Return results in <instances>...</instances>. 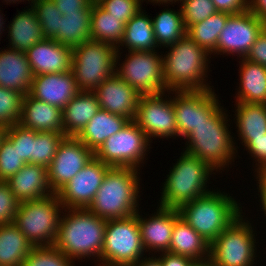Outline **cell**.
<instances>
[{"instance_id":"1","label":"cell","mask_w":266,"mask_h":266,"mask_svg":"<svg viewBox=\"0 0 266 266\" xmlns=\"http://www.w3.org/2000/svg\"><path fill=\"white\" fill-rule=\"evenodd\" d=\"M64 211L67 214L62 212L54 246L72 260L91 256L100 259L107 220L87 208Z\"/></svg>"},{"instance_id":"2","label":"cell","mask_w":266,"mask_h":266,"mask_svg":"<svg viewBox=\"0 0 266 266\" xmlns=\"http://www.w3.org/2000/svg\"><path fill=\"white\" fill-rule=\"evenodd\" d=\"M163 55V78L166 91H186L212 89L205 77L209 69V54L187 35L167 46Z\"/></svg>"},{"instance_id":"3","label":"cell","mask_w":266,"mask_h":266,"mask_svg":"<svg viewBox=\"0 0 266 266\" xmlns=\"http://www.w3.org/2000/svg\"><path fill=\"white\" fill-rule=\"evenodd\" d=\"M139 174L132 167H111L87 209L105 220L122 219L139 212Z\"/></svg>"},{"instance_id":"4","label":"cell","mask_w":266,"mask_h":266,"mask_svg":"<svg viewBox=\"0 0 266 266\" xmlns=\"http://www.w3.org/2000/svg\"><path fill=\"white\" fill-rule=\"evenodd\" d=\"M222 108L220 106L206 122L196 126L185 137L188 140L185 151L200 158L215 171L229 167L237 154L235 137L230 135L228 127V114Z\"/></svg>"},{"instance_id":"5","label":"cell","mask_w":266,"mask_h":266,"mask_svg":"<svg viewBox=\"0 0 266 266\" xmlns=\"http://www.w3.org/2000/svg\"><path fill=\"white\" fill-rule=\"evenodd\" d=\"M213 191L178 208L180 217L209 244L243 213L232 196Z\"/></svg>"},{"instance_id":"6","label":"cell","mask_w":266,"mask_h":266,"mask_svg":"<svg viewBox=\"0 0 266 266\" xmlns=\"http://www.w3.org/2000/svg\"><path fill=\"white\" fill-rule=\"evenodd\" d=\"M213 171L200 158L182 152L163 183L160 206L178 209L182 204L208 194L211 189L206 187Z\"/></svg>"},{"instance_id":"7","label":"cell","mask_w":266,"mask_h":266,"mask_svg":"<svg viewBox=\"0 0 266 266\" xmlns=\"http://www.w3.org/2000/svg\"><path fill=\"white\" fill-rule=\"evenodd\" d=\"M61 208V209H60ZM64 210L58 194L20 202L14 224L33 246L54 245Z\"/></svg>"},{"instance_id":"8","label":"cell","mask_w":266,"mask_h":266,"mask_svg":"<svg viewBox=\"0 0 266 266\" xmlns=\"http://www.w3.org/2000/svg\"><path fill=\"white\" fill-rule=\"evenodd\" d=\"M117 48L112 44L87 40L72 49V65L79 91L93 92L115 74Z\"/></svg>"},{"instance_id":"9","label":"cell","mask_w":266,"mask_h":266,"mask_svg":"<svg viewBox=\"0 0 266 266\" xmlns=\"http://www.w3.org/2000/svg\"><path fill=\"white\" fill-rule=\"evenodd\" d=\"M146 253L138 224V212L130 217L107 220L100 263L132 266Z\"/></svg>"},{"instance_id":"10","label":"cell","mask_w":266,"mask_h":266,"mask_svg":"<svg viewBox=\"0 0 266 266\" xmlns=\"http://www.w3.org/2000/svg\"><path fill=\"white\" fill-rule=\"evenodd\" d=\"M244 215L235 219L210 244V260L216 266H253L256 239L251 223ZM255 251V252H254ZM254 262V263H253Z\"/></svg>"},{"instance_id":"11","label":"cell","mask_w":266,"mask_h":266,"mask_svg":"<svg viewBox=\"0 0 266 266\" xmlns=\"http://www.w3.org/2000/svg\"><path fill=\"white\" fill-rule=\"evenodd\" d=\"M119 51L117 49L115 73L132 86L140 96L166 92L163 56L157 54L156 50L128 51V55H125L126 60L120 65L117 62L120 61Z\"/></svg>"},{"instance_id":"12","label":"cell","mask_w":266,"mask_h":266,"mask_svg":"<svg viewBox=\"0 0 266 266\" xmlns=\"http://www.w3.org/2000/svg\"><path fill=\"white\" fill-rule=\"evenodd\" d=\"M151 142L134 121H129L124 128L103 142L94 152V157L111 167L139 169L149 151L147 149L151 148Z\"/></svg>"},{"instance_id":"13","label":"cell","mask_w":266,"mask_h":266,"mask_svg":"<svg viewBox=\"0 0 266 266\" xmlns=\"http://www.w3.org/2000/svg\"><path fill=\"white\" fill-rule=\"evenodd\" d=\"M166 92L155 95H142L138 100L134 122L151 138H176L177 123L174 114L173 98H164Z\"/></svg>"},{"instance_id":"14","label":"cell","mask_w":266,"mask_h":266,"mask_svg":"<svg viewBox=\"0 0 266 266\" xmlns=\"http://www.w3.org/2000/svg\"><path fill=\"white\" fill-rule=\"evenodd\" d=\"M178 137H185L220 107L214 89L172 91ZM175 92V93H174Z\"/></svg>"},{"instance_id":"15","label":"cell","mask_w":266,"mask_h":266,"mask_svg":"<svg viewBox=\"0 0 266 266\" xmlns=\"http://www.w3.org/2000/svg\"><path fill=\"white\" fill-rule=\"evenodd\" d=\"M266 23L250 10L231 15L222 29L215 54H231L245 58Z\"/></svg>"},{"instance_id":"16","label":"cell","mask_w":266,"mask_h":266,"mask_svg":"<svg viewBox=\"0 0 266 266\" xmlns=\"http://www.w3.org/2000/svg\"><path fill=\"white\" fill-rule=\"evenodd\" d=\"M94 158V152L74 136H66L47 167L51 188L57 193Z\"/></svg>"},{"instance_id":"17","label":"cell","mask_w":266,"mask_h":266,"mask_svg":"<svg viewBox=\"0 0 266 266\" xmlns=\"http://www.w3.org/2000/svg\"><path fill=\"white\" fill-rule=\"evenodd\" d=\"M110 168L94 157L57 192L64 209L88 208Z\"/></svg>"},{"instance_id":"18","label":"cell","mask_w":266,"mask_h":266,"mask_svg":"<svg viewBox=\"0 0 266 266\" xmlns=\"http://www.w3.org/2000/svg\"><path fill=\"white\" fill-rule=\"evenodd\" d=\"M100 109L134 120L140 95L116 73L94 91Z\"/></svg>"},{"instance_id":"19","label":"cell","mask_w":266,"mask_h":266,"mask_svg":"<svg viewBox=\"0 0 266 266\" xmlns=\"http://www.w3.org/2000/svg\"><path fill=\"white\" fill-rule=\"evenodd\" d=\"M156 211L148 219L138 213L142 244L146 252H168L174 224L180 214L177 208L159 206Z\"/></svg>"},{"instance_id":"20","label":"cell","mask_w":266,"mask_h":266,"mask_svg":"<svg viewBox=\"0 0 266 266\" xmlns=\"http://www.w3.org/2000/svg\"><path fill=\"white\" fill-rule=\"evenodd\" d=\"M33 76L71 71L72 48L54 39H44L26 52Z\"/></svg>"},{"instance_id":"21","label":"cell","mask_w":266,"mask_h":266,"mask_svg":"<svg viewBox=\"0 0 266 266\" xmlns=\"http://www.w3.org/2000/svg\"><path fill=\"white\" fill-rule=\"evenodd\" d=\"M78 92L73 72L68 71L34 76L29 94L63 109Z\"/></svg>"},{"instance_id":"22","label":"cell","mask_w":266,"mask_h":266,"mask_svg":"<svg viewBox=\"0 0 266 266\" xmlns=\"http://www.w3.org/2000/svg\"><path fill=\"white\" fill-rule=\"evenodd\" d=\"M19 202L45 198L55 192L50 186L47 168L27 163L6 181Z\"/></svg>"},{"instance_id":"23","label":"cell","mask_w":266,"mask_h":266,"mask_svg":"<svg viewBox=\"0 0 266 266\" xmlns=\"http://www.w3.org/2000/svg\"><path fill=\"white\" fill-rule=\"evenodd\" d=\"M62 109L32 97L24 95L22 114L19 123L36 132L63 133Z\"/></svg>"},{"instance_id":"24","label":"cell","mask_w":266,"mask_h":266,"mask_svg":"<svg viewBox=\"0 0 266 266\" xmlns=\"http://www.w3.org/2000/svg\"><path fill=\"white\" fill-rule=\"evenodd\" d=\"M33 77L25 52L10 48L0 51L1 87L26 95L30 91Z\"/></svg>"},{"instance_id":"25","label":"cell","mask_w":266,"mask_h":266,"mask_svg":"<svg viewBox=\"0 0 266 266\" xmlns=\"http://www.w3.org/2000/svg\"><path fill=\"white\" fill-rule=\"evenodd\" d=\"M129 121L124 116L100 109L75 137L95 152L105 140L124 128Z\"/></svg>"},{"instance_id":"26","label":"cell","mask_w":266,"mask_h":266,"mask_svg":"<svg viewBox=\"0 0 266 266\" xmlns=\"http://www.w3.org/2000/svg\"><path fill=\"white\" fill-rule=\"evenodd\" d=\"M99 110L94 92L79 91L62 109L63 134L75 137Z\"/></svg>"},{"instance_id":"27","label":"cell","mask_w":266,"mask_h":266,"mask_svg":"<svg viewBox=\"0 0 266 266\" xmlns=\"http://www.w3.org/2000/svg\"><path fill=\"white\" fill-rule=\"evenodd\" d=\"M168 252L204 261L210 258V244L179 217L174 224Z\"/></svg>"},{"instance_id":"28","label":"cell","mask_w":266,"mask_h":266,"mask_svg":"<svg viewBox=\"0 0 266 266\" xmlns=\"http://www.w3.org/2000/svg\"><path fill=\"white\" fill-rule=\"evenodd\" d=\"M17 14L8 26L9 48L26 52L45 37L32 7Z\"/></svg>"},{"instance_id":"29","label":"cell","mask_w":266,"mask_h":266,"mask_svg":"<svg viewBox=\"0 0 266 266\" xmlns=\"http://www.w3.org/2000/svg\"><path fill=\"white\" fill-rule=\"evenodd\" d=\"M236 102L266 104V67L241 58Z\"/></svg>"},{"instance_id":"30","label":"cell","mask_w":266,"mask_h":266,"mask_svg":"<svg viewBox=\"0 0 266 266\" xmlns=\"http://www.w3.org/2000/svg\"><path fill=\"white\" fill-rule=\"evenodd\" d=\"M238 137L245 146L254 137L266 136V104L235 102Z\"/></svg>"},{"instance_id":"31","label":"cell","mask_w":266,"mask_h":266,"mask_svg":"<svg viewBox=\"0 0 266 266\" xmlns=\"http://www.w3.org/2000/svg\"><path fill=\"white\" fill-rule=\"evenodd\" d=\"M32 247L14 223L0 225V265L22 266Z\"/></svg>"},{"instance_id":"32","label":"cell","mask_w":266,"mask_h":266,"mask_svg":"<svg viewBox=\"0 0 266 266\" xmlns=\"http://www.w3.org/2000/svg\"><path fill=\"white\" fill-rule=\"evenodd\" d=\"M140 10L125 24L124 38L120 46L125 45L128 51H153L160 48L156 42L152 18Z\"/></svg>"},{"instance_id":"33","label":"cell","mask_w":266,"mask_h":266,"mask_svg":"<svg viewBox=\"0 0 266 266\" xmlns=\"http://www.w3.org/2000/svg\"><path fill=\"white\" fill-rule=\"evenodd\" d=\"M92 8H84L78 13H64L60 19L56 42L75 48L91 39Z\"/></svg>"},{"instance_id":"34","label":"cell","mask_w":266,"mask_h":266,"mask_svg":"<svg viewBox=\"0 0 266 266\" xmlns=\"http://www.w3.org/2000/svg\"><path fill=\"white\" fill-rule=\"evenodd\" d=\"M91 40L112 44L117 48L124 38L125 23L108 14L96 2L92 4Z\"/></svg>"},{"instance_id":"35","label":"cell","mask_w":266,"mask_h":266,"mask_svg":"<svg viewBox=\"0 0 266 266\" xmlns=\"http://www.w3.org/2000/svg\"><path fill=\"white\" fill-rule=\"evenodd\" d=\"M230 16L228 13L216 12L205 20L190 25L186 29V35L209 54L215 53L219 35Z\"/></svg>"},{"instance_id":"36","label":"cell","mask_w":266,"mask_h":266,"mask_svg":"<svg viewBox=\"0 0 266 266\" xmlns=\"http://www.w3.org/2000/svg\"><path fill=\"white\" fill-rule=\"evenodd\" d=\"M179 10L164 9L152 19V26L158 46L167 48V46L176 43L186 35L181 9Z\"/></svg>"},{"instance_id":"37","label":"cell","mask_w":266,"mask_h":266,"mask_svg":"<svg viewBox=\"0 0 266 266\" xmlns=\"http://www.w3.org/2000/svg\"><path fill=\"white\" fill-rule=\"evenodd\" d=\"M65 137L63 133L37 132L32 148V164L43 165L47 168Z\"/></svg>"},{"instance_id":"38","label":"cell","mask_w":266,"mask_h":266,"mask_svg":"<svg viewBox=\"0 0 266 266\" xmlns=\"http://www.w3.org/2000/svg\"><path fill=\"white\" fill-rule=\"evenodd\" d=\"M32 4V5H31ZM30 6L34 9L46 39H55L59 34L61 12L52 0H33Z\"/></svg>"},{"instance_id":"39","label":"cell","mask_w":266,"mask_h":266,"mask_svg":"<svg viewBox=\"0 0 266 266\" xmlns=\"http://www.w3.org/2000/svg\"><path fill=\"white\" fill-rule=\"evenodd\" d=\"M74 261L54 245L33 246L22 266H74Z\"/></svg>"},{"instance_id":"40","label":"cell","mask_w":266,"mask_h":266,"mask_svg":"<svg viewBox=\"0 0 266 266\" xmlns=\"http://www.w3.org/2000/svg\"><path fill=\"white\" fill-rule=\"evenodd\" d=\"M24 94L0 86V124L9 127L19 123Z\"/></svg>"},{"instance_id":"41","label":"cell","mask_w":266,"mask_h":266,"mask_svg":"<svg viewBox=\"0 0 266 266\" xmlns=\"http://www.w3.org/2000/svg\"><path fill=\"white\" fill-rule=\"evenodd\" d=\"M36 131L15 123L6 129L5 136L17 148L19 156L26 162L32 164V148Z\"/></svg>"},{"instance_id":"42","label":"cell","mask_w":266,"mask_h":266,"mask_svg":"<svg viewBox=\"0 0 266 266\" xmlns=\"http://www.w3.org/2000/svg\"><path fill=\"white\" fill-rule=\"evenodd\" d=\"M26 164L17 148L5 136L0 142V181L6 182Z\"/></svg>"},{"instance_id":"43","label":"cell","mask_w":266,"mask_h":266,"mask_svg":"<svg viewBox=\"0 0 266 266\" xmlns=\"http://www.w3.org/2000/svg\"><path fill=\"white\" fill-rule=\"evenodd\" d=\"M216 12L218 11L211 0H186L181 3L182 19L186 29Z\"/></svg>"},{"instance_id":"44","label":"cell","mask_w":266,"mask_h":266,"mask_svg":"<svg viewBox=\"0 0 266 266\" xmlns=\"http://www.w3.org/2000/svg\"><path fill=\"white\" fill-rule=\"evenodd\" d=\"M141 2L142 0H98L96 3L126 24L142 9Z\"/></svg>"},{"instance_id":"45","label":"cell","mask_w":266,"mask_h":266,"mask_svg":"<svg viewBox=\"0 0 266 266\" xmlns=\"http://www.w3.org/2000/svg\"><path fill=\"white\" fill-rule=\"evenodd\" d=\"M19 203L8 183L0 181V225L14 223Z\"/></svg>"},{"instance_id":"46","label":"cell","mask_w":266,"mask_h":266,"mask_svg":"<svg viewBox=\"0 0 266 266\" xmlns=\"http://www.w3.org/2000/svg\"><path fill=\"white\" fill-rule=\"evenodd\" d=\"M246 151L248 150L255 160L256 174H261L266 169V136L254 137L245 146Z\"/></svg>"},{"instance_id":"47","label":"cell","mask_w":266,"mask_h":266,"mask_svg":"<svg viewBox=\"0 0 266 266\" xmlns=\"http://www.w3.org/2000/svg\"><path fill=\"white\" fill-rule=\"evenodd\" d=\"M245 59L266 67V27L259 34L256 42L251 46Z\"/></svg>"},{"instance_id":"48","label":"cell","mask_w":266,"mask_h":266,"mask_svg":"<svg viewBox=\"0 0 266 266\" xmlns=\"http://www.w3.org/2000/svg\"><path fill=\"white\" fill-rule=\"evenodd\" d=\"M218 12L236 15L249 10V0H211Z\"/></svg>"},{"instance_id":"49","label":"cell","mask_w":266,"mask_h":266,"mask_svg":"<svg viewBox=\"0 0 266 266\" xmlns=\"http://www.w3.org/2000/svg\"><path fill=\"white\" fill-rule=\"evenodd\" d=\"M58 10L64 13H78L84 8H92V0H52Z\"/></svg>"},{"instance_id":"50","label":"cell","mask_w":266,"mask_h":266,"mask_svg":"<svg viewBox=\"0 0 266 266\" xmlns=\"http://www.w3.org/2000/svg\"><path fill=\"white\" fill-rule=\"evenodd\" d=\"M159 254H161L158 256L161 266H192L195 262L189 257L176 255L169 252H163Z\"/></svg>"},{"instance_id":"51","label":"cell","mask_w":266,"mask_h":266,"mask_svg":"<svg viewBox=\"0 0 266 266\" xmlns=\"http://www.w3.org/2000/svg\"><path fill=\"white\" fill-rule=\"evenodd\" d=\"M249 10L266 23V0H249Z\"/></svg>"},{"instance_id":"52","label":"cell","mask_w":266,"mask_h":266,"mask_svg":"<svg viewBox=\"0 0 266 266\" xmlns=\"http://www.w3.org/2000/svg\"><path fill=\"white\" fill-rule=\"evenodd\" d=\"M256 179L258 181L257 183L259 184L257 189H259L258 192H260L259 197L261 198L260 202L262 203V211L266 216V180L260 174H257Z\"/></svg>"},{"instance_id":"53","label":"cell","mask_w":266,"mask_h":266,"mask_svg":"<svg viewBox=\"0 0 266 266\" xmlns=\"http://www.w3.org/2000/svg\"><path fill=\"white\" fill-rule=\"evenodd\" d=\"M132 266H161L160 260L158 257H144L140 259L137 263Z\"/></svg>"},{"instance_id":"54","label":"cell","mask_w":266,"mask_h":266,"mask_svg":"<svg viewBox=\"0 0 266 266\" xmlns=\"http://www.w3.org/2000/svg\"><path fill=\"white\" fill-rule=\"evenodd\" d=\"M192 266H216L210 259L204 261H195Z\"/></svg>"},{"instance_id":"55","label":"cell","mask_w":266,"mask_h":266,"mask_svg":"<svg viewBox=\"0 0 266 266\" xmlns=\"http://www.w3.org/2000/svg\"><path fill=\"white\" fill-rule=\"evenodd\" d=\"M142 1H144V0H142ZM145 1H146V0H145ZM148 1H149V2H153V3H156V4H157V3H160V4L162 3V5H163V4L166 3V4L169 5L170 2H171V4H173V3L176 2L177 0H148ZM173 1H174V2H173Z\"/></svg>"},{"instance_id":"56","label":"cell","mask_w":266,"mask_h":266,"mask_svg":"<svg viewBox=\"0 0 266 266\" xmlns=\"http://www.w3.org/2000/svg\"><path fill=\"white\" fill-rule=\"evenodd\" d=\"M6 129H7V127L0 124V142L5 137Z\"/></svg>"},{"instance_id":"57","label":"cell","mask_w":266,"mask_h":266,"mask_svg":"<svg viewBox=\"0 0 266 266\" xmlns=\"http://www.w3.org/2000/svg\"><path fill=\"white\" fill-rule=\"evenodd\" d=\"M24 2L25 0H4V2H6V4H8V3H15V2ZM27 1H29V3H30V1H31V3L33 2V0H27Z\"/></svg>"},{"instance_id":"58","label":"cell","mask_w":266,"mask_h":266,"mask_svg":"<svg viewBox=\"0 0 266 266\" xmlns=\"http://www.w3.org/2000/svg\"><path fill=\"white\" fill-rule=\"evenodd\" d=\"M1 11V10H0ZM2 17V18H1ZM3 14L1 15L0 14V35H1V33H2V31H4V29H2V27H3V24H4V20H3ZM2 30V31H1Z\"/></svg>"},{"instance_id":"59","label":"cell","mask_w":266,"mask_h":266,"mask_svg":"<svg viewBox=\"0 0 266 266\" xmlns=\"http://www.w3.org/2000/svg\"><path fill=\"white\" fill-rule=\"evenodd\" d=\"M260 175L266 180V169Z\"/></svg>"},{"instance_id":"60","label":"cell","mask_w":266,"mask_h":266,"mask_svg":"<svg viewBox=\"0 0 266 266\" xmlns=\"http://www.w3.org/2000/svg\"><path fill=\"white\" fill-rule=\"evenodd\" d=\"M99 266H112V265H106V264H102V263H98ZM97 265V266H98Z\"/></svg>"}]
</instances>
